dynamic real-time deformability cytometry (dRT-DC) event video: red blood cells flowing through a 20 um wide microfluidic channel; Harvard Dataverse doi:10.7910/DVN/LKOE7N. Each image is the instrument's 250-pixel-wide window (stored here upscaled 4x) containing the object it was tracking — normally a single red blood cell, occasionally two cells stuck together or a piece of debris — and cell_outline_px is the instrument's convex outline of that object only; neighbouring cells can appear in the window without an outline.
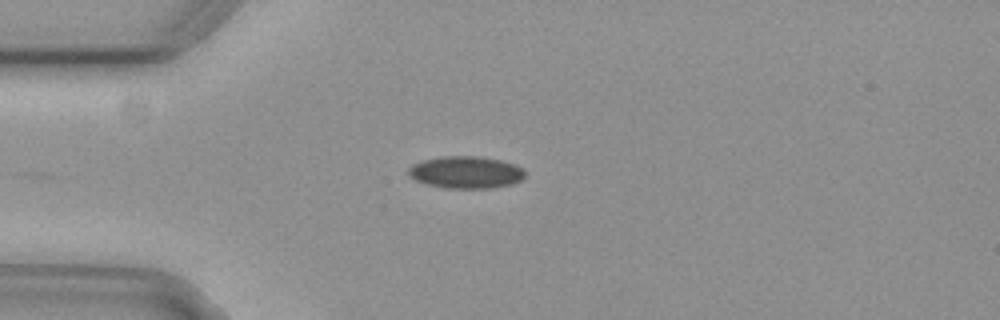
{"species": "common noctule bat (a hibernating species)", "species_latin": "Nyctalus noctula", "temperature_condition": "cold", "stored_images_in_passage": 29, "camera_frame_rate_fps": 3000, "um_per_image_px": 0.085, "animal": {"sex": "female", "body_mass_g": 29.2, "forearm_length_mm": 56.3}, "frame": {"image": 1, "passage_image": 1, "time_ms": 0.0, "image_size_px": [1000, 320], "cell_outline_px": [[524, 176], [520, 180], [512, 184], [492, 188], [444, 188], [428, 184], [416, 180], [408, 176], [408, 168], [412, 164], [424, 160], [444, 156], [476, 156], [500, 160], [516, 164], [524, 168]], "centroid_in_image_um": [39.6, 14.64], "position_along_channel_um": 45.4, "area_um2": 21.85}}
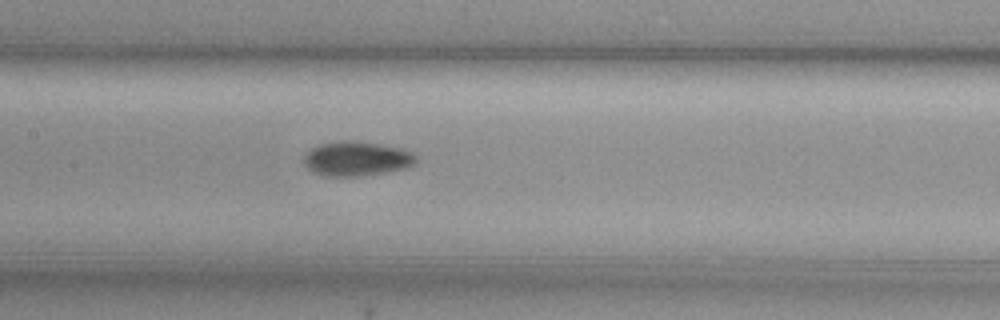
{"frame": {"image": 2, "passage_image": 13, "time_ms": 4.0, "image_size_px": [1000, 320], "cell_outline_px": [[416, 160], [408, 168], [360, 176], [324, 176], [312, 172], [304, 164], [304, 156], [316, 144], [340, 140], [356, 140], [380, 144], [400, 148], [412, 152], [416, 156]], "centroid_in_image_um": [30.28, 13.48], "position_along_channel_um": 177.1, "area_um2": 22.72}}
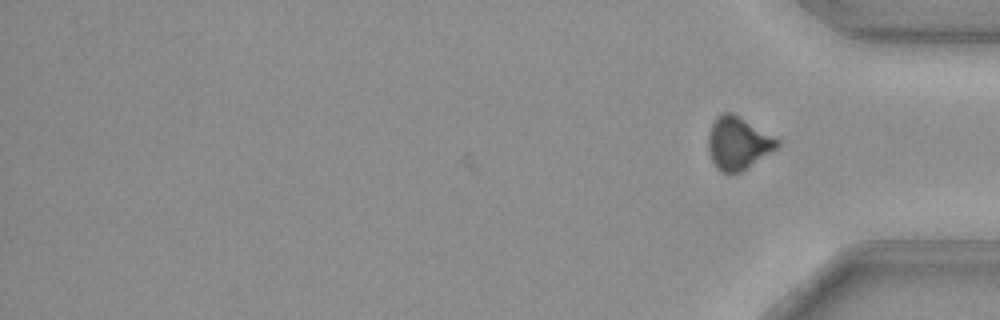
{"frame": {"image": 3, "passage_image": 29, "time_ms": 9.333, "image_size_px": [1000, 320], "cell_outline_px": [[780, 144], [776, 148], [748, 168], [740, 172], [720, 172], [716, 168], [708, 152], [708, 136], [712, 124], [716, 116], [724, 112], [732, 112], [740, 116], [780, 140]], "centroid_in_image_um": [62.72, 12.16], "position_along_channel_um": 372.5, "area_um2": 21.15}, "authors_computed_cell_mechanics": {"area_um2": 21.9062, "velocity_mm_per_s": 3.7215, "shape_relaxation_time_tau1_ms": 6.2445, "shape_relaxation_time_tau2_ms": null, "deformation_change_tau1": 0.1407, "deformation_change_tau2": null}}